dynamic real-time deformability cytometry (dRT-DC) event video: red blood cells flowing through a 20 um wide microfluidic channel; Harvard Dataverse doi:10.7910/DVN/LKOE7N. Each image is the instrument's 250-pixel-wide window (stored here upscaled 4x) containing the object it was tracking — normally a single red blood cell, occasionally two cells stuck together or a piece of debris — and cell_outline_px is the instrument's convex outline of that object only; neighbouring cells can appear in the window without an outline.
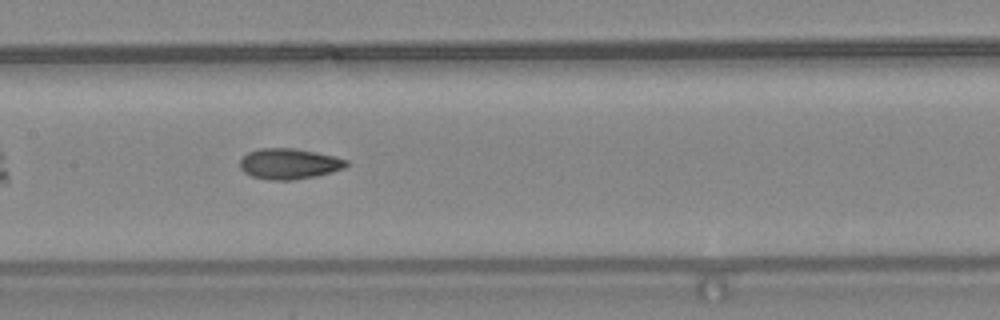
{"species": "common noctule bat (a hibernating species)", "species_latin": "Nyctalus noctula", "temperature_condition": "warm", "stored_images_in_passage": 32, "camera_frame_rate_fps": 3000, "um_per_image_px": 0.085, "animal": {"sex": "female", "body_mass_g": 24.6, "forearm_length_mm": 56.2}, "frame": {"image": 1, "passage_image": 10, "time_ms": 3.0, "image_size_px": [1000, 320], "cell_outline_px": [[348, 164], [344, 168], [316, 176], [292, 180], [268, 180], [252, 176], [244, 172], [240, 168], [240, 160], [248, 152], [260, 148], [292, 148], [336, 156], [348, 160]], "centroid_in_image_um": [24.57, 13.92], "position_along_channel_um": 182.8, "area_um2": 18.96}}